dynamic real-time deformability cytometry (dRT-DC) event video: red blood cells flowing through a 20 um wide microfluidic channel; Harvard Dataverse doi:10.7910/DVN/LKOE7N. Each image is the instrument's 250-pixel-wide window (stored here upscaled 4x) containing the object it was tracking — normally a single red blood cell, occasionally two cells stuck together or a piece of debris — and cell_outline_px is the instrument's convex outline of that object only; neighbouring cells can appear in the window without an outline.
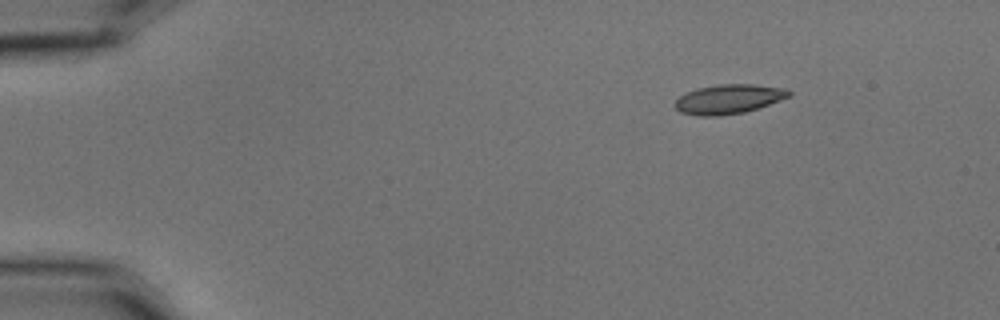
{"species": "common noctule bat (a hibernating species)", "species_latin": "Nyctalus noctula", "temperature_condition": "cold", "stored_images_in_passage": 4, "camera_frame_rate_fps": 3000, "um_per_image_px": 0.085, "animal": {"sex": "male", "body_mass_g": 15.6}, "frame": {"image": 1, "passage_image": 1, "time_ms": 0.0, "image_size_px": [1000, 320], "cell_outline_px": [[792, 96], [744, 112], [720, 116], [700, 116], [680, 112], [676, 108], [676, 100], [680, 96], [696, 88], [720, 84], [752, 84], [788, 88], [792, 92]], "centroid_in_image_um": [61.97, 8.41], "position_along_channel_um": 23.0, "area_um2": 19.48}}
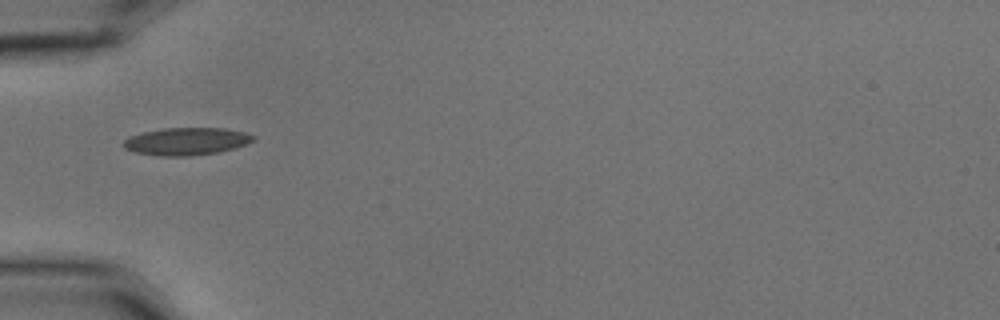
{"frame": {"image": 2, "passage_image": 4, "time_ms": 1.0, "image_size_px": [1000, 320], "cell_outline_px": [[256, 140], [236, 148], [220, 152], [188, 156], [160, 156], [136, 152], [124, 148], [124, 140], [128, 136], [144, 132], [164, 128], [224, 128], [244, 132], [256, 136]], "centroid_in_image_um": [15.89, 12.01], "position_along_channel_um": 69.1, "area_um2": 20.87}}